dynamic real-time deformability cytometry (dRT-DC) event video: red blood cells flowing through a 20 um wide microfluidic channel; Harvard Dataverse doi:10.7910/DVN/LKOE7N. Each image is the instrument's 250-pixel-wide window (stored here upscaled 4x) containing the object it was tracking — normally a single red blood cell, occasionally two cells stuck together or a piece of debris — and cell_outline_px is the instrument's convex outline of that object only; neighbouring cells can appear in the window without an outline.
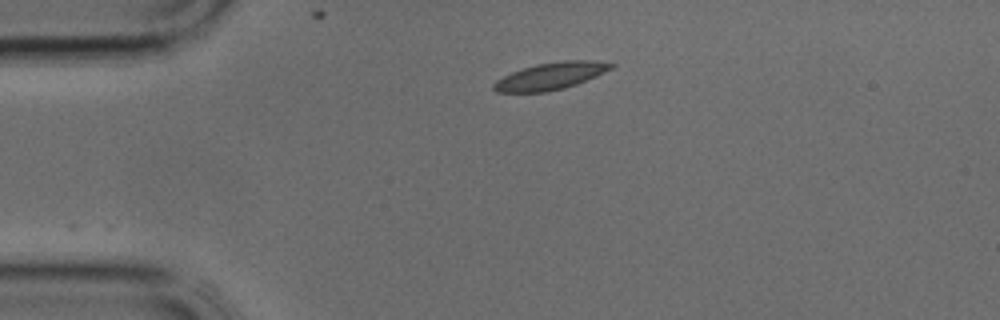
{"species": "common noctule bat (a hibernating species)", "species_latin": "Nyctalus noctula", "temperature_condition": "cold", "stored_images_in_passage": 17, "camera_frame_rate_fps": 3000, "um_per_image_px": 0.085, "animal": {"sex": "male", "body_mass_g": 17.9, "forearm_length_mm": 54.2}, "frame": {"image": 1, "passage_image": 1, "time_ms": 0.0, "image_size_px": [1000, 320], "cell_outline_px": [[616, 64], [612, 68], [596, 76], [576, 84], [564, 88], [544, 92], [496, 92], [492, 88], [492, 84], [496, 80], [512, 72], [536, 64], [564, 60], [592, 60]], "centroid_in_image_um": [46.79, 6.46], "position_along_channel_um": 38.2, "area_um2": 18.38}}
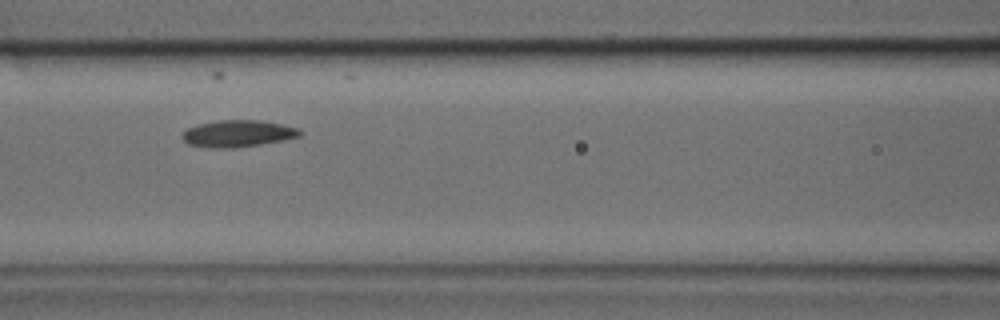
{"frame": {"image": 2, "passage_image": 9, "time_ms": 2.667, "image_size_px": [1000, 320], "cell_outline_px": [[300, 136], [260, 144], [232, 148], [208, 148], [188, 144], [180, 136], [188, 128], [200, 124], [220, 120], [260, 120], [280, 124], [296, 128], [300, 132]], "centroid_in_image_um": [20.15, 11.36], "position_along_channel_um": 146.4, "area_um2": 18.03}}